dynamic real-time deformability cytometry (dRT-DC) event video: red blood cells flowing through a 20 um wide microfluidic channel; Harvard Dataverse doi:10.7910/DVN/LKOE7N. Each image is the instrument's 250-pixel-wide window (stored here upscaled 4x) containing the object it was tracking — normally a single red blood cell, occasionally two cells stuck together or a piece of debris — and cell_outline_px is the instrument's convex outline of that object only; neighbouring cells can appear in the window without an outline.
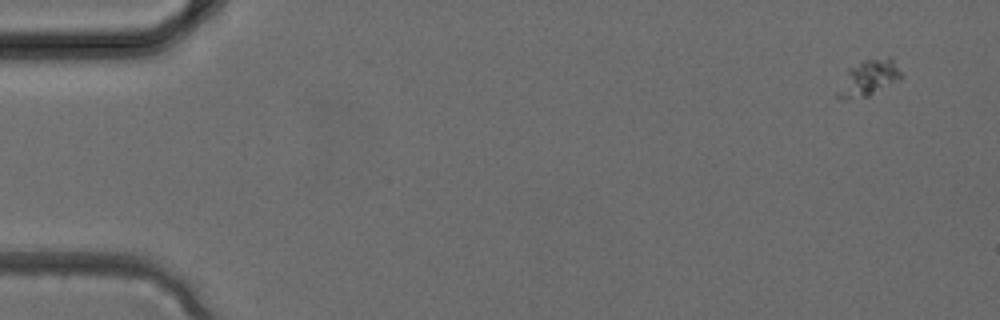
{"species": "common noctule bat (a hibernating species)", "species_latin": "Nyctalus noctula", "temperature_condition": "cold", "stored_images_in_passage": 4, "camera_frame_rate_fps": 3000, "um_per_image_px": 0.085, "animal": {"sex": "female", "body_mass_g": 24.6, "forearm_length_mm": 56.2}, "frame": {"image": 1, "passage_image": 1, "time_ms": 0.0, "image_size_px": [1000, 320], "cell_outline_px": [[904, 76], [900, 80], [868, 96], [836, 96], [836, 92], [848, 68], [864, 60], [888, 56], [892, 56]], "centroid_in_image_um": [73.92, 6.55], "position_along_channel_um": 11.1, "area_um2": 13.06}}